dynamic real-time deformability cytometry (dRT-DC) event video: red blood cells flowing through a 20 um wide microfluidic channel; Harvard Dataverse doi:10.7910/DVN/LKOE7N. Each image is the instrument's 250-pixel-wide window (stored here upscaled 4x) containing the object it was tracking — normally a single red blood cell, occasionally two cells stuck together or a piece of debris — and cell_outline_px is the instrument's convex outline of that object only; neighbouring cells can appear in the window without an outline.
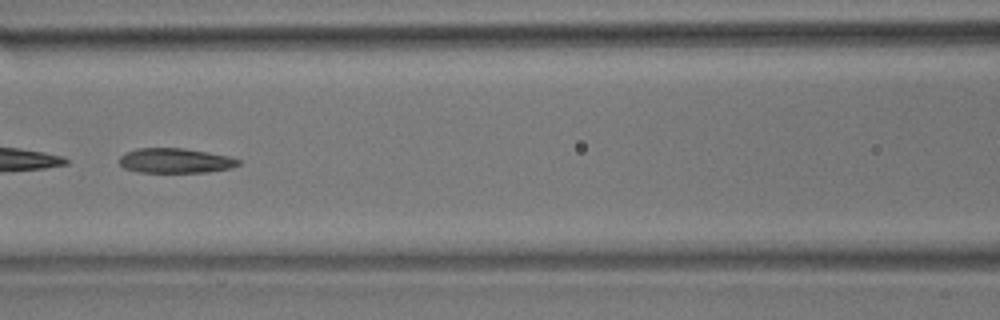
{"species": "common noctule bat (a hibernating species)", "species_latin": "Nyctalus noctula", "temperature_condition": "room temperature", "stored_images_in_passage": 48, "camera_frame_rate_fps": 3000, "um_per_image_px": 0.085, "animal": {"sex": "male", "body_mass_g": 17.9}, "frame": {"image": 1, "passage_image": 21, "time_ms": 6.667, "image_size_px": [1000, 320], "cell_outline_px": [[240, 164], [232, 168], [208, 172], [136, 172], [124, 168], [120, 164], [120, 156], [124, 152], [136, 148], [184, 148], [208, 152], [228, 156], [240, 160]], "centroid_in_image_um": [14.89, 13.65], "position_along_channel_um": 151.7, "area_um2": 17.34}, "authors_computed_cell_mechanics": {"area_um2": 18.6694, "velocity_mm_per_s": 3.9337, "shape_relaxation_time_tau1_ms": 7.0574, "shape_relaxation_time_tau2_ms": 5.555, "deformation_change_tau1": 0.1994, "deformation_change_tau2": 0.1275}}